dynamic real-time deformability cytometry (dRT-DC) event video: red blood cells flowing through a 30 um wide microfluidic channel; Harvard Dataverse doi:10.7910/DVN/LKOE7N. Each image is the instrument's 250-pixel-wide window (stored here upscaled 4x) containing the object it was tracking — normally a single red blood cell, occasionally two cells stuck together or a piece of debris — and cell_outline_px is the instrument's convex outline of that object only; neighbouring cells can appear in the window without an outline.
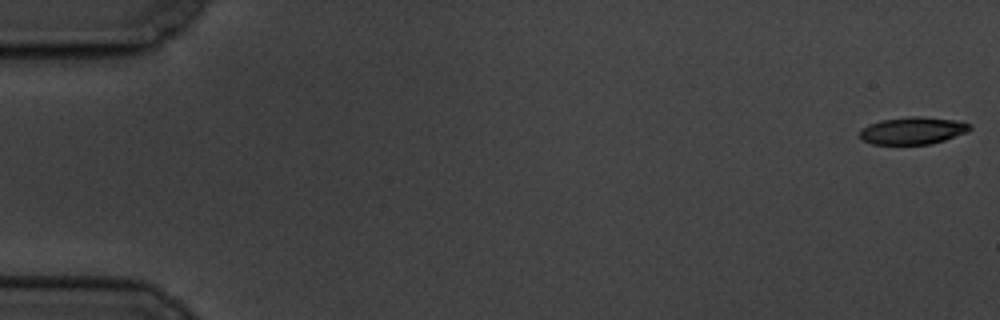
{"species": "common noctule bat (a hibernating species)", "species_latin": "Nyctalus noctula", "temperature_condition": "cold", "stored_images_in_passage": 4, "camera_frame_rate_fps": 3000, "um_per_image_px": 0.085, "animal": {"sex": "male", "body_mass_g": 19.5, "forearm_length_mm": 54.6}, "frame": {"image": 1, "passage_image": 1, "time_ms": 0.0, "image_size_px": [1000, 320], "cell_outline_px": [[972, 128], [968, 132], [932, 144], [872, 144], [864, 140], [860, 136], [860, 128], [868, 124], [880, 120], [908, 116], [920, 116], [956, 120], [972, 124]], "centroid_in_image_um": [77.6, 11.09], "position_along_channel_um": 7.4, "area_um2": 17.69}}